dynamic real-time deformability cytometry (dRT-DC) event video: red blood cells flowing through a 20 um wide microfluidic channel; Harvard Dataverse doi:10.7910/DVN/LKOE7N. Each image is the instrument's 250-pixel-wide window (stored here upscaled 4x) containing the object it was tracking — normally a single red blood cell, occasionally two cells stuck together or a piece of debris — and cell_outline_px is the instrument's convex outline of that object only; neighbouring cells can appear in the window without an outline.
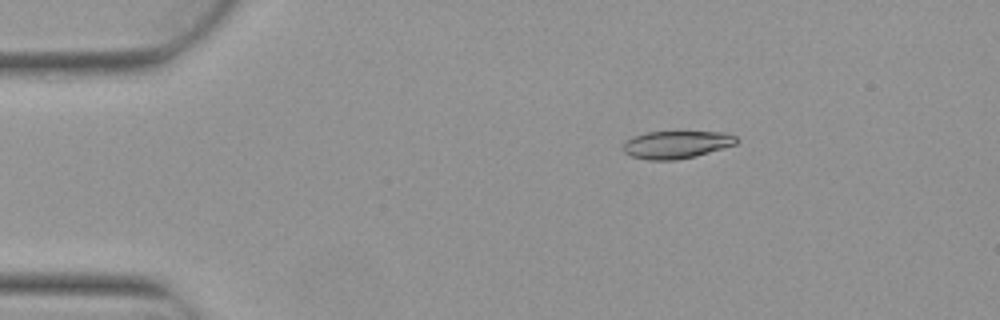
{"species": "Egyptian fruit bat (a non-hibernating species)", "species_latin": "Rousettus aegyptiacus", "temperature_condition": "warm", "stored_images_in_passage": 5, "camera_frame_rate_fps": 3000, "um_per_image_px": 0.085, "animal": {"sex": "female"}, "frame": {"image": 1, "passage_image": 3, "time_ms": 0.667, "image_size_px": [1000, 320], "cell_outline_px": [[736, 144], [696, 156], [676, 160], [648, 160], [632, 156], [624, 152], [624, 144], [632, 136], [648, 132], [724, 132], [736, 136]], "centroid_in_image_um": [57.49, 12.29], "position_along_channel_um": 27.5, "area_um2": 18.03}}
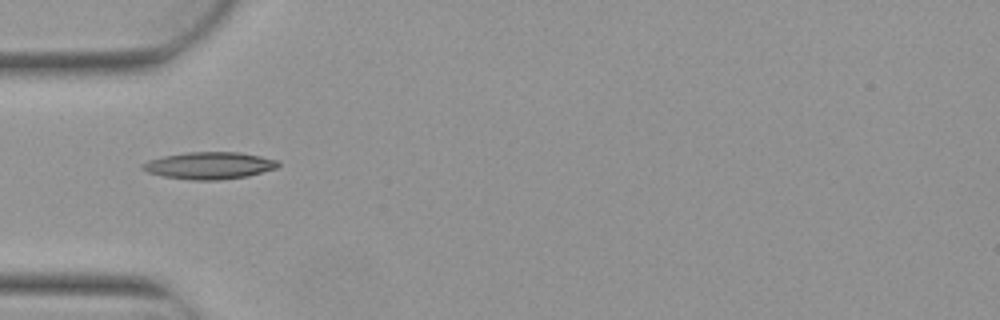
{"frame": {"image": 2, "passage_image": 5, "time_ms": 1.333, "image_size_px": [1000, 320], "cell_outline_px": [[280, 164], [276, 168], [248, 176], [220, 180], [192, 180], [164, 176], [148, 172], [140, 168], [140, 164], [148, 160], [164, 156], [184, 152], [240, 152], [280, 160]], "centroid_in_image_um": [17.8, 14.06], "position_along_channel_um": 67.2, "area_um2": 21.5}}